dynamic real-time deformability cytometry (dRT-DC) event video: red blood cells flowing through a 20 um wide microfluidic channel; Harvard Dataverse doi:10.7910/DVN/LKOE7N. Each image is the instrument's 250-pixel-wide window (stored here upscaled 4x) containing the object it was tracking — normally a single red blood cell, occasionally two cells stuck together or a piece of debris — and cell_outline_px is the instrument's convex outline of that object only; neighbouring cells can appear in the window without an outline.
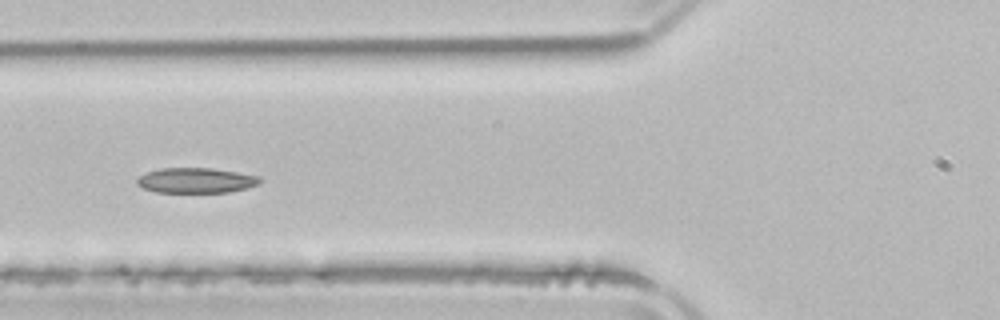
{"species": "common noctule bat (a hibernating species)", "species_latin": "Nyctalus noctula", "temperature_condition": "room temperature", "stored_images_in_passage": 4, "camera_frame_rate_fps": 3000, "um_per_image_px": 0.085, "animal": {"sex": "male", "body_mass_g": 21.5, "forearm_length_mm": 52.0}, "frame": {"image": 1, "passage_image": 4, "time_ms": 5.333, "image_size_px": [1000, 320], "cell_outline_px": [[264, 180], [260, 184], [248, 188], [228, 192], [156, 192], [144, 188], [136, 184], [136, 180], [140, 176], [148, 172], [160, 168], [212, 168], [260, 176]], "centroid_in_image_um": [16.71, 15.33], "position_along_channel_um": 109.1, "area_um2": 18.09}}